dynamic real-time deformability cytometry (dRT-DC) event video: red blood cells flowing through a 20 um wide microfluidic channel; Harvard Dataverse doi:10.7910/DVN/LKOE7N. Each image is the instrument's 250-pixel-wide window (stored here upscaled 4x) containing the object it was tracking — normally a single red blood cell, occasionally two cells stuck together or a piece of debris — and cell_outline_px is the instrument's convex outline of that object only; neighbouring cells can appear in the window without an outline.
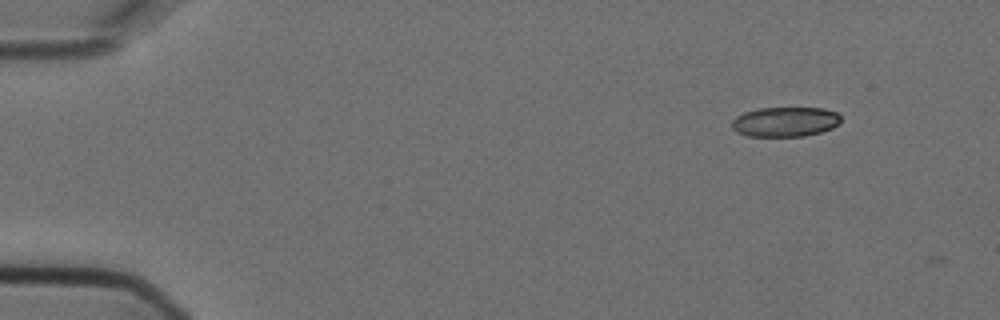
{"species": "Egyptian fruit bat (a non-hibernating species)", "species_latin": "Rousettus aegyptiacus", "temperature_condition": "cold", "stored_images_in_passage": 2, "camera_frame_rate_fps": 3000, "um_per_image_px": 0.085, "animal": {"sex": "female"}, "frame": {"image": 1, "passage_image": 1, "time_ms": 0.0, "image_size_px": [1000, 320], "cell_outline_px": [[840, 124], [832, 128], [820, 132], [804, 136], [748, 136], [736, 132], [732, 128], [732, 120], [736, 116], [744, 112], [760, 108], [824, 108], [836, 112], [840, 116]], "centroid_in_image_um": [66.73, 10.35], "position_along_channel_um": 18.3, "area_um2": 18.96}}